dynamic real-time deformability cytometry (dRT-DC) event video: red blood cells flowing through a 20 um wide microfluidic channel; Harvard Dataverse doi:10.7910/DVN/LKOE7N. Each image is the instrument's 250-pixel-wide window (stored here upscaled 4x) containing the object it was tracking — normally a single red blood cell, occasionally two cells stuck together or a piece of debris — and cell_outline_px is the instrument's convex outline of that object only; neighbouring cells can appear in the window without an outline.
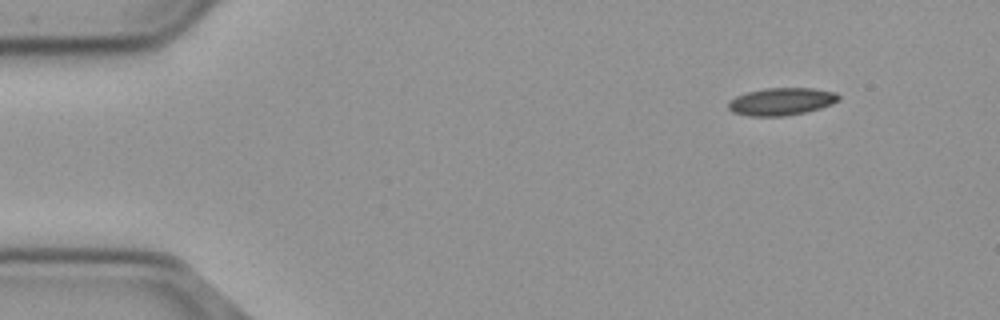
{"species": "common noctule bat (a hibernating species)", "species_latin": "Nyctalus noctula", "temperature_condition": "cold", "stored_images_in_passage": 10, "camera_frame_rate_fps": 3000, "um_per_image_px": 0.085, "animal": {"sex": "male", "body_mass_g": 23.1, "forearm_length_mm": 52.7}, "frame": {"image": 1, "passage_image": 1, "time_ms": 0.0, "image_size_px": [1000, 320], "cell_outline_px": [[840, 100], [832, 104], [820, 108], [804, 112], [784, 116], [748, 116], [732, 112], [728, 108], [728, 100], [736, 96], [748, 92], [764, 88], [812, 88], [836, 92], [840, 96]], "centroid_in_image_um": [66.41, 8.63], "position_along_channel_um": 18.6, "area_um2": 17.74}}